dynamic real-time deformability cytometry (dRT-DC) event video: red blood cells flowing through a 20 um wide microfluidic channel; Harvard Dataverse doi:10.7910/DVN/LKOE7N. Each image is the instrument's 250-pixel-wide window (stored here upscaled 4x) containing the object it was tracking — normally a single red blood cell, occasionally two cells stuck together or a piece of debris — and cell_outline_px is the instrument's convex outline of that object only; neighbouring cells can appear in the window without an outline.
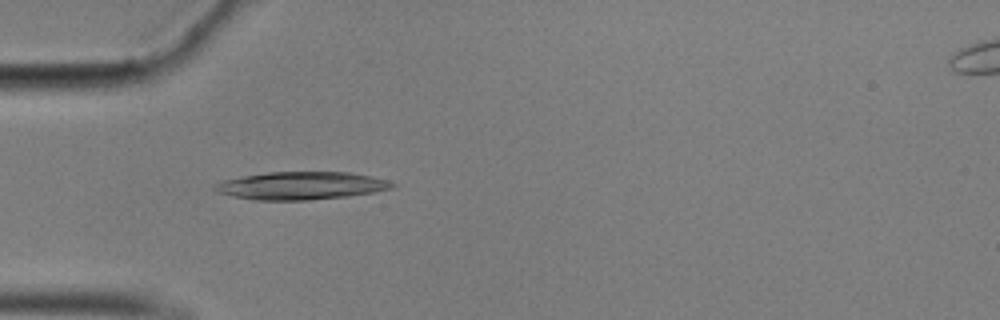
{"species": "common noctule bat (a hibernating species)", "species_latin": "Nyctalus noctula", "temperature_condition": "cold", "stored_images_in_passage": 41, "camera_frame_rate_fps": 3000, "um_per_image_px": 0.085, "animal": {"sex": "male", "body_mass_g": 17.9}, "frame": {"image": 1, "passage_image": 1, "time_ms": 0.0, "image_size_px": [1000, 320], "cell_outline_px": [[396, 184], [392, 188], [376, 192], [348, 196], [308, 200], [256, 200], [232, 196], [216, 192], [212, 188], [212, 184], [224, 180], [244, 176], [268, 172], [348, 172], [372, 176], [388, 180]], "centroid_in_image_um": [25.59, 15.78], "position_along_channel_um": 59.4, "area_um2": 28.84}}
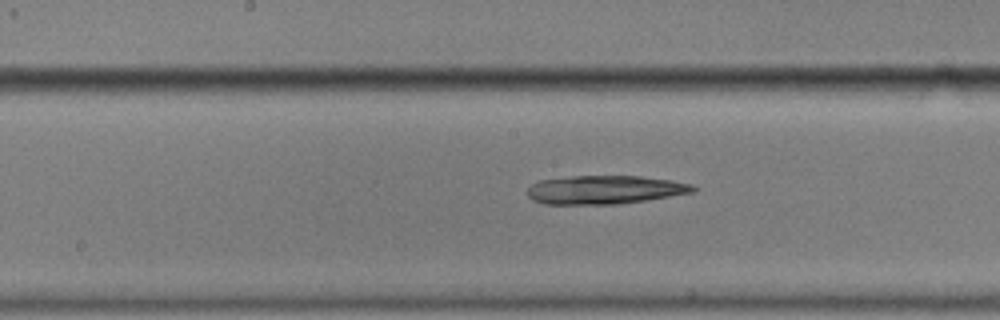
{"frame": {"image": 2, "passage_image": 13, "time_ms": 4.0, "image_size_px": [1000, 320], "cell_outline_px": [[696, 188], [692, 192], [620, 204], [544, 204], [532, 200], [528, 196], [528, 188], [532, 184], [540, 180], [572, 176], [640, 176], [672, 180], [692, 184]], "centroid_in_image_um": [51.37, 16.13], "position_along_channel_um": 196.8, "area_um2": 27.4}}
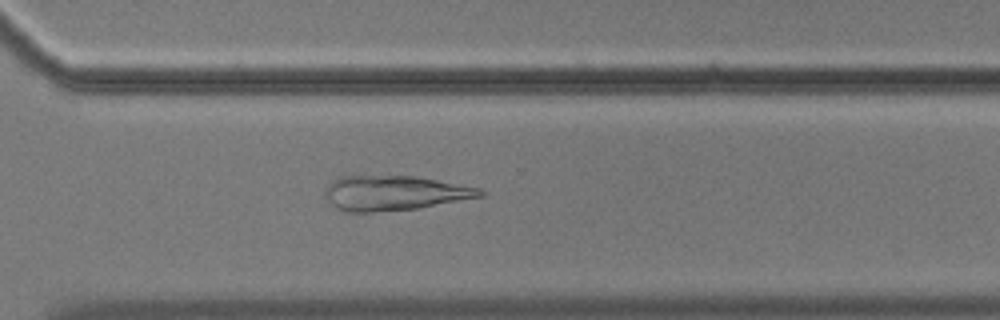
{"frame": {"image": 3, "passage_image": 25, "time_ms": 8.0, "image_size_px": [1000, 320], "cell_outline_px": [[488, 192], [484, 196], [416, 208], [372, 212], [348, 212], [336, 208], [324, 196], [324, 192], [328, 184], [332, 180], [340, 176], [416, 176], [480, 188]], "centroid_in_image_um": [33.51, 16.4], "position_along_channel_um": 337.1, "area_um2": 31.33}}